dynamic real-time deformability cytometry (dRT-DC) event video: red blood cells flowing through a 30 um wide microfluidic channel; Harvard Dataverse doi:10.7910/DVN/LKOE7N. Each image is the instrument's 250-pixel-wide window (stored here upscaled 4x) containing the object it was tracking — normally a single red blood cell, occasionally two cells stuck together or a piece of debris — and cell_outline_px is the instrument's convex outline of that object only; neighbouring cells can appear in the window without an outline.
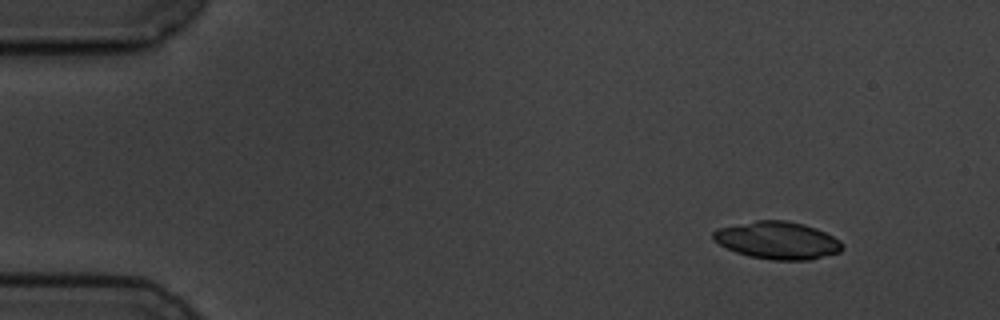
{"species": "common noctule bat (a hibernating species)", "species_latin": "Nyctalus noctula", "temperature_condition": "cold", "stored_images_in_passage": 3, "camera_frame_rate_fps": 3000, "um_per_image_px": 0.085, "animal": {"sex": "male", "body_mass_g": 19.5, "forearm_length_mm": 54.6}, "frame": {"image": 1, "passage_image": 1, "time_ms": 0.0, "image_size_px": [1000, 320], "cell_outline_px": [[844, 248], [840, 252], [808, 260], [772, 260], [748, 256], [736, 252], [712, 240], [712, 232], [716, 228], [756, 220], [784, 220], [804, 224], [816, 228], [840, 240], [844, 244]], "centroid_in_image_um": [66.08, 20.43], "position_along_channel_um": 18.9, "area_um2": 28.32}}